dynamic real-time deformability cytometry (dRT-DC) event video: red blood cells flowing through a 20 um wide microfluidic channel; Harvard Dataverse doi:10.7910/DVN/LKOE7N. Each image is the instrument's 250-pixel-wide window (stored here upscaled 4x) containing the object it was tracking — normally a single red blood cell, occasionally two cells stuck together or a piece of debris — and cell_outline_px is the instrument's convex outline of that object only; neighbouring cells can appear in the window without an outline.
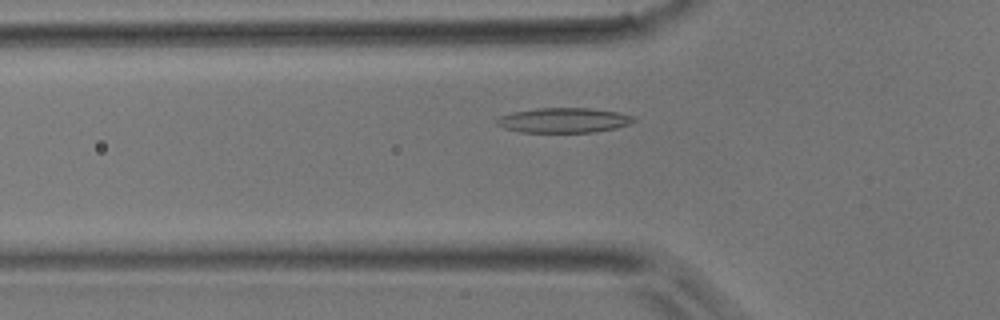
{"species": "common noctule bat (a hibernating species)", "species_latin": "Nyctalus noctula", "temperature_condition": "room temperature", "stored_images_in_passage": 32, "camera_frame_rate_fps": 3000, "um_per_image_px": 0.085, "animal": {"sex": "male", "body_mass_g": 17.9}, "frame": {"image": 1, "passage_image": 4, "time_ms": 1.0, "image_size_px": [1000, 320], "cell_outline_px": [[636, 120], [632, 124], [616, 128], [596, 132], [520, 132], [504, 128], [496, 124], [496, 120], [500, 116], [516, 112], [536, 108], [588, 108], [620, 112], [632, 116]], "centroid_in_image_um": [47.96, 10.23], "position_along_channel_um": 77.8, "area_um2": 19.88}}
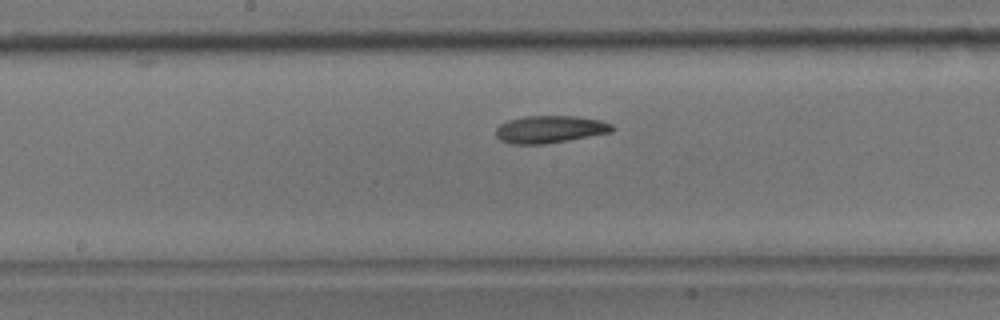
{"frame": {"image": 2, "passage_image": 13, "time_ms": 4.0, "image_size_px": [1000, 320], "cell_outline_px": [[616, 128], [612, 132], [568, 140], [544, 144], [508, 144], [500, 140], [496, 136], [496, 128], [500, 124], [508, 120], [524, 116], [576, 116], [600, 120], [612, 124]], "centroid_in_image_um": [46.74, 10.99], "position_along_channel_um": 201.5, "area_um2": 18.67}}
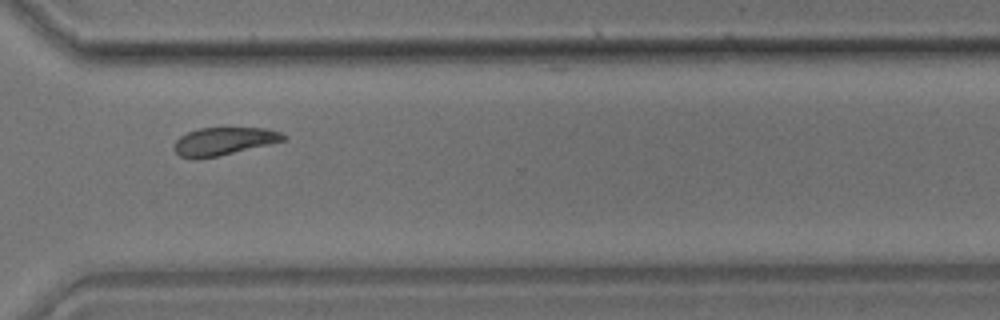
{"frame": {"image": 3, "passage_image": 24, "time_ms": 7.667, "image_size_px": [1000, 320], "cell_outline_px": [[288, 136], [284, 140], [268, 144], [216, 156], [196, 160], [180, 156], [176, 152], [176, 140], [180, 136], [188, 132], [200, 128], [264, 128], [280, 132]], "centroid_in_image_um": [19.01, 12.0], "position_along_channel_um": 351.6, "area_um2": 17.34}}